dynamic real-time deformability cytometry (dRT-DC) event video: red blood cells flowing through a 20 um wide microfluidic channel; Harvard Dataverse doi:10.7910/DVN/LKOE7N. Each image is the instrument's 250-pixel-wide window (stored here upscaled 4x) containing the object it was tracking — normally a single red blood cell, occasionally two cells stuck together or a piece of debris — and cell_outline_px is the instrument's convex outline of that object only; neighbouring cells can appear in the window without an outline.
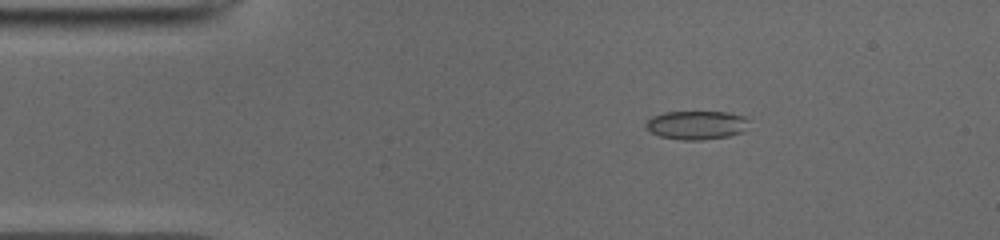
{"species": "common noctule bat (a hibernating species)", "species_latin": "Nyctalus noctula", "temperature_condition": "cold", "stored_images_in_passage": 50, "camera_frame_rate_fps": 3000, "um_per_image_px": 0.085, "animal": {"sex": "male", "body_mass_g": 19.0, "forearm_length_mm": 50.8}, "frame": {"image": 1, "passage_image": 8, "time_ms": 2.333, "image_size_px": [1000, 240], "cell_outline_px": [[748, 120], [740, 132], [728, 136], [700, 140], [684, 140], [660, 136], [652, 132], [644, 124], [652, 116], [664, 112], [728, 112], [744, 116]], "centroid_in_image_um": [59.16, 10.62], "position_along_channel_um": 25.8, "area_um2": 16.88}}
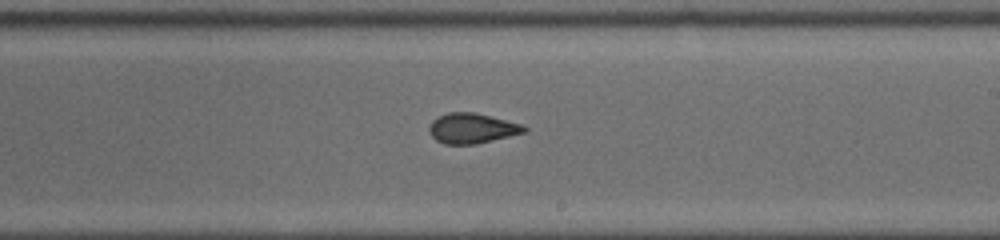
{"frame": {"image": 2, "passage_image": 29, "time_ms": 9.333, "image_size_px": [1000, 240], "cell_outline_px": [[528, 132], [476, 144], [444, 144], [436, 140], [428, 132], [428, 128], [432, 120], [436, 116], [448, 112], [476, 112], [520, 124], [528, 128]], "centroid_in_image_um": [40.1, 10.9], "position_along_channel_um": 248.9, "area_um2": 16.88}}
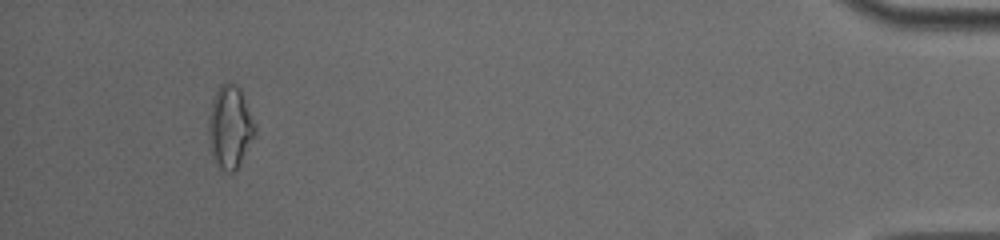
{"frame": {"image": 3, "passage_image": 47, "time_ms": 15.333, "image_size_px": [1000, 240], "cell_outline_px": [[256, 136], [240, 164], [232, 172], [228, 172], [216, 164], [212, 156], [208, 140], [208, 120], [212, 100], [220, 84], [236, 84], [240, 88], [256, 128]], "centroid_in_image_um": [19.54, 10.82], "position_along_channel_um": 415.7, "area_um2": 22.31}, "authors_computed_cell_mechanics": {"area_um2": 17.3111, "velocity_mm_per_s": 3.9703, "shape_relaxation_time_tau1_ms": 7.646, "shape_relaxation_time_tau2_ms": 1.2536, "deformation_change_tau1": 0.1852, "deformation_change_tau2": 0.0729}}